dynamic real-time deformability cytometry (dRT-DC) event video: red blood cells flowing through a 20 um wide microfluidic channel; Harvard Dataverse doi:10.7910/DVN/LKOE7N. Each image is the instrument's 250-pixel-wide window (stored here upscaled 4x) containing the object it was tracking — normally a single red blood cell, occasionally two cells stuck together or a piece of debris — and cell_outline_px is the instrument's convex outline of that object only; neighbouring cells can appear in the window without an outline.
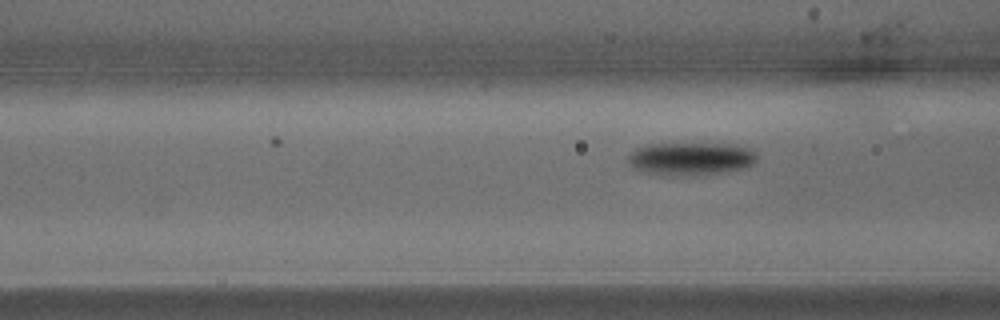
{"species": "common noctule bat (a hibernating species)", "species_latin": "Nyctalus noctula", "temperature_condition": "warm", "stored_images_in_passage": 4, "segment_of_instrument_passage": [2, 2], "camera_frame_rate_fps": 3000, "um_per_image_px": 0.085, "animal": {"sex": "male", "body_mass_g": 15.6}, "frame": {"image": 1, "passage_image": 4, "time_ms": 1.0, "image_size_px": [1000, 320], "cell_outline_px": [[756, 160], [752, 164], [744, 168], [724, 172], [676, 176], [648, 172], [636, 168], [628, 160], [628, 156], [636, 148], [648, 144], [724, 144], [748, 148], [756, 156]], "centroid_in_image_um": [58.71, 13.49], "position_along_channel_um": 107.9, "area_um2": 23.99}}